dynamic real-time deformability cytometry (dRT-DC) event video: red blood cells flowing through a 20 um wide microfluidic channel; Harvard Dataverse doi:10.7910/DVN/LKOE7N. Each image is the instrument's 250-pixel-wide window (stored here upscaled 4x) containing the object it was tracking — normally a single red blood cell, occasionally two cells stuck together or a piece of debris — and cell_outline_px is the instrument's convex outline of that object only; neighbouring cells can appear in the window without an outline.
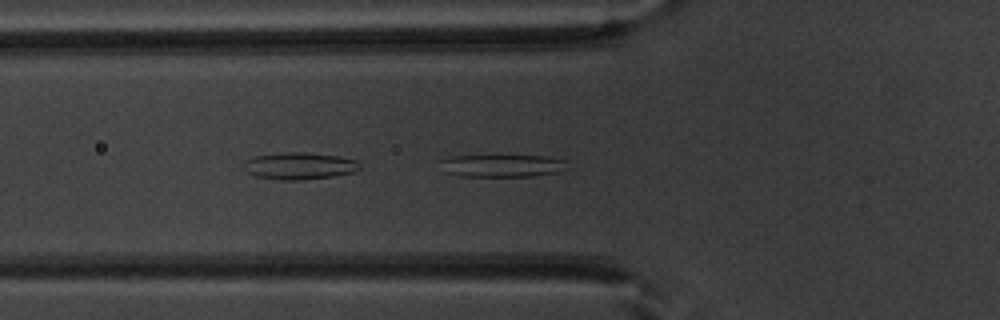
{"species": "common noctule bat (a hibernating species)", "species_latin": "Nyctalus noctula", "temperature_condition": "warm", "stored_images_in_passage": 37, "camera_frame_rate_fps": 3000, "um_per_image_px": 0.085, "animal": {"sex": "male", "body_mass_g": 20.1, "forearm_length_mm": 53.5}, "frame": {"image": 1, "passage_image": 7, "time_ms": 2.0, "image_size_px": [1000, 320], "cell_outline_px": [[564, 160], [556, 172], [536, 176], [460, 176], [440, 172], [436, 160], [452, 156], [548, 156]], "centroid_in_image_um": [42.42, 14.09], "position_along_channel_um": 83.4, "area_um2": 16.59}}
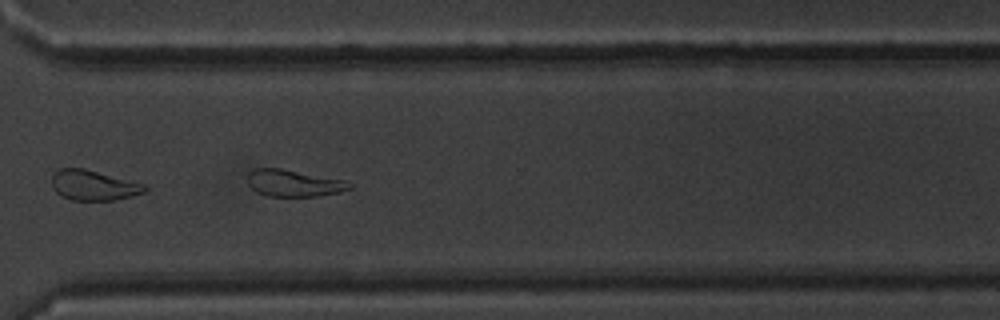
{"frame": {"image": 2, "passage_image": 27, "time_ms": 8.667, "image_size_px": [1000, 320], "cell_outline_px": [[352, 188], [340, 192], [316, 196], [268, 196], [256, 192], [248, 184], [248, 172], [252, 168], [280, 168], [344, 180], [352, 184]], "centroid_in_image_um": [24.94, 15.56], "position_along_channel_um": 345.7, "area_um2": 15.9}}
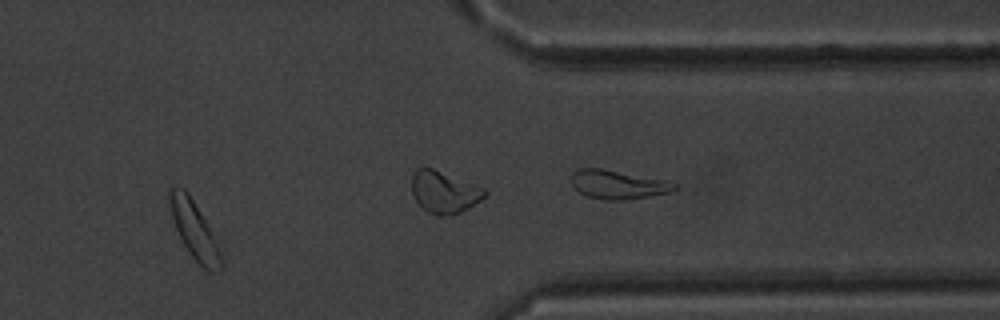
{"frame": {"image": 3, "passage_image": 28, "time_ms": 9.0, "image_size_px": [1000, 320], "cell_outline_px": [[228, 252], [224, 268], [216, 272], [208, 272], [188, 252], [176, 228], [168, 204], [168, 188], [184, 188], [188, 192]], "centroid_in_image_um": [16.69, 19.65], "position_along_channel_um": 394.7, "area_um2": 18.61}, "authors_computed_cell_mechanics": {"area_um2": 17.1666, "velocity_mm_per_s": 3.9279, "shape_relaxation_time_tau1_ms": 3.8653, "shape_relaxation_time_tau2_ms": 7.0611, "deformation_change_tau1": 0.1425, "deformation_change_tau2": 0.1907}}